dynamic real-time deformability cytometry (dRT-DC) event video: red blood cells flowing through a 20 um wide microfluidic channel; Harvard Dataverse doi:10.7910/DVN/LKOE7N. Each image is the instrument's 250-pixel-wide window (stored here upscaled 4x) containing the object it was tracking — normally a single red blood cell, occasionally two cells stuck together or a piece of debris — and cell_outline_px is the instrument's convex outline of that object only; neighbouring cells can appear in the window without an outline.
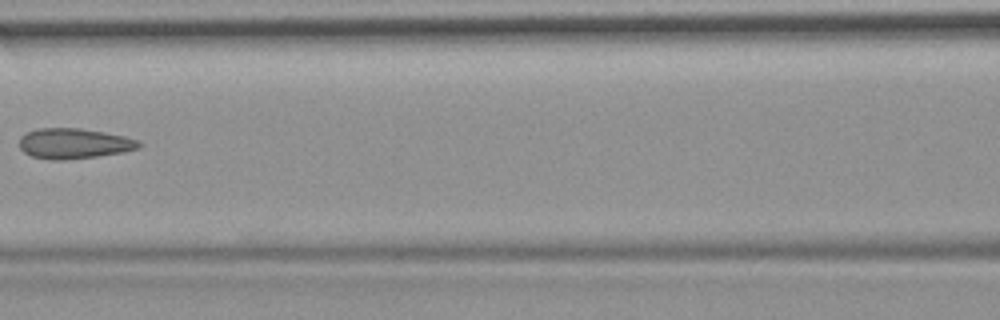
{"species": "common noctule bat (a hibernating species)", "species_latin": "Nyctalus noctula", "temperature_condition": "room temperature", "stored_images_in_passage": 10, "camera_frame_rate_fps": 3000, "um_per_image_px": 0.085, "animal": {"sex": "female", "body_mass_g": 19.9}, "frame": {"image": 1, "passage_image": 6, "time_ms": 1.667, "image_size_px": [1000, 320], "cell_outline_px": [[144, 144], [140, 148], [124, 152], [96, 156], [64, 160], [48, 160], [32, 156], [24, 152], [20, 148], [20, 136], [28, 132], [40, 128], [80, 128], [104, 132], [124, 136], [136, 140]], "centroid_in_image_um": [6.3, 12.2], "position_along_channel_um": 160.3, "area_um2": 21.15}}
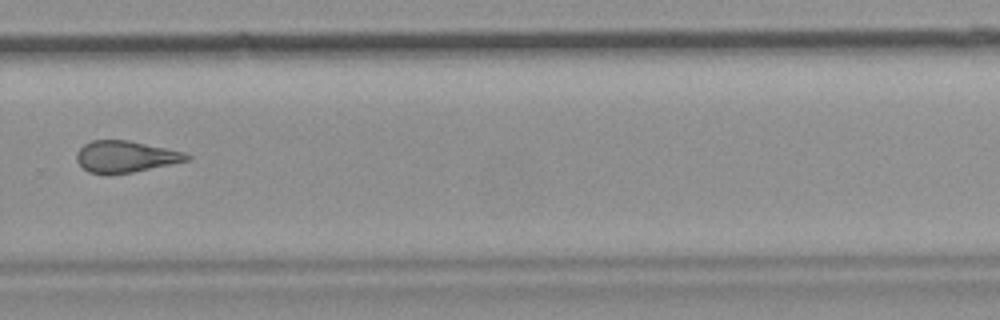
{"frame": {"image": 2, "passage_image": 10, "time_ms": 3.0, "image_size_px": [1000, 320], "cell_outline_px": [[192, 160], [132, 172], [108, 176], [104, 176], [88, 172], [76, 160], [76, 152], [84, 144], [92, 140], [128, 140], [184, 152], [192, 156]], "centroid_in_image_um": [10.66, 13.33], "position_along_channel_um": 319.1, "area_um2": 20.58}}